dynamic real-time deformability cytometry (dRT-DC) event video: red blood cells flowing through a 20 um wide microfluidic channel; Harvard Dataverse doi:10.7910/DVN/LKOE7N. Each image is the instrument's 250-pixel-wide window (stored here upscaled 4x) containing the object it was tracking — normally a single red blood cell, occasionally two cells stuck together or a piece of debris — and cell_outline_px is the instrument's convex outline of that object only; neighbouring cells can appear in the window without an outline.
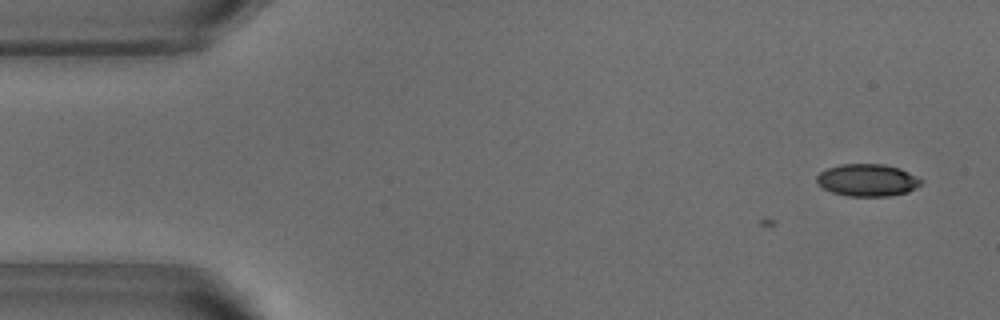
{"species": "common noctule bat (a hibernating species)", "species_latin": "Nyctalus noctula", "temperature_condition": "warm", "stored_images_in_passage": 2, "camera_frame_rate_fps": 3000, "um_per_image_px": 0.085, "animal": {"sex": "male", "body_mass_g": 18.8}, "frame": {"image": 1, "passage_image": 2, "time_ms": 0.333, "image_size_px": [1000, 320], "cell_outline_px": [[924, 180], [920, 184], [908, 192], [888, 196], [848, 196], [832, 192], [816, 184], [816, 176], [820, 172], [828, 168], [840, 164], [884, 164], [900, 168]], "centroid_in_image_um": [73.71, 15.31], "position_along_channel_um": 11.3, "area_um2": 19.65}}